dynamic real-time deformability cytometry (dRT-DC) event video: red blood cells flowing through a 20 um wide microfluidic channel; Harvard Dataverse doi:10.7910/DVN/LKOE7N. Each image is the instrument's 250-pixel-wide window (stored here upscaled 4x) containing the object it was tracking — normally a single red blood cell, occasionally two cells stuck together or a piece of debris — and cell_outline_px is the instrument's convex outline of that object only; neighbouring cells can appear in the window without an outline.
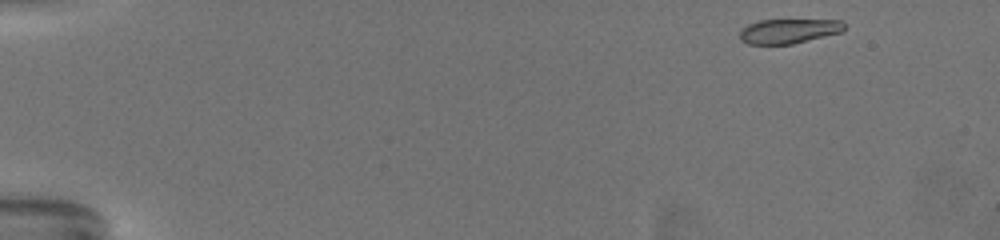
{"species": "common noctule bat (a hibernating species)", "species_latin": "Nyctalus noctula", "temperature_condition": "warm", "stored_images_in_passage": 58, "camera_frame_rate_fps": 3000, "um_per_image_px": 0.085, "animal": {"sex": "female", "body_mass_g": 19.5, "forearm_length_mm": 54.1}, "frame": {"image": 1, "passage_image": 1, "time_ms": 0.0, "image_size_px": [1000, 240], "cell_outline_px": [[844, 28], [840, 32], [792, 44], [748, 44], [740, 40], [740, 32], [748, 24], [760, 20], [840, 20], [844, 24]], "centroid_in_image_um": [67.0, 2.64], "position_along_channel_um": 18.0, "area_um2": 14.74}}
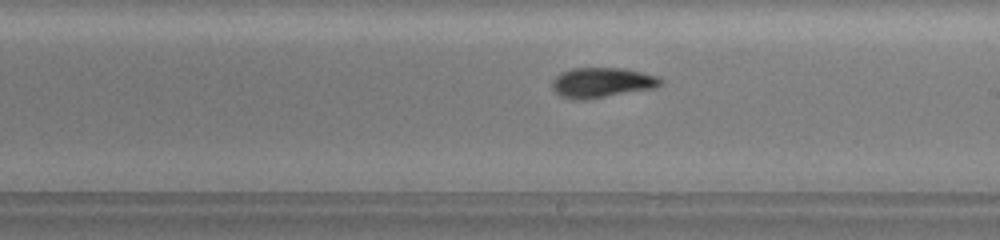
{"frame": {"image": 2, "passage_image": 33, "time_ms": 10.667, "image_size_px": [1000, 240], "cell_outline_px": [[664, 80], [656, 88], [584, 100], [572, 100], [560, 96], [552, 88], [552, 80], [556, 76], [572, 68], [624, 68], [656, 76]], "centroid_in_image_um": [51.15, 7.03], "position_along_channel_um": 237.9, "area_um2": 18.96}}
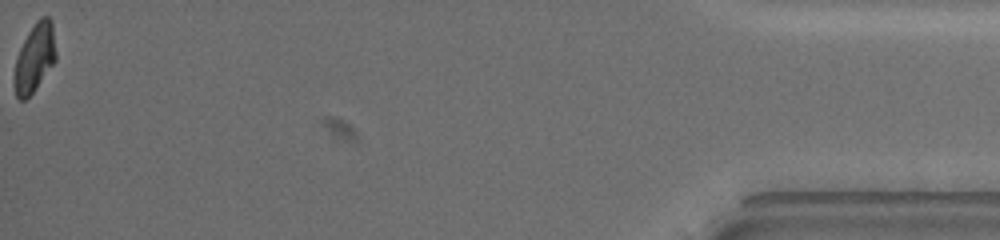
{"frame": {"image": 3, "passage_image": 58, "time_ms": 19.0, "image_size_px": [1000, 240], "cell_outline_px": [[56, 60], [32, 92], [24, 100], [20, 100], [16, 96], [12, 80], [16, 60], [20, 48], [28, 32], [36, 20], [40, 16], [48, 16], [52, 20], [56, 52]], "centroid_in_image_um": [2.93, 4.88], "position_along_channel_um": 432.3, "area_um2": 16.59}}